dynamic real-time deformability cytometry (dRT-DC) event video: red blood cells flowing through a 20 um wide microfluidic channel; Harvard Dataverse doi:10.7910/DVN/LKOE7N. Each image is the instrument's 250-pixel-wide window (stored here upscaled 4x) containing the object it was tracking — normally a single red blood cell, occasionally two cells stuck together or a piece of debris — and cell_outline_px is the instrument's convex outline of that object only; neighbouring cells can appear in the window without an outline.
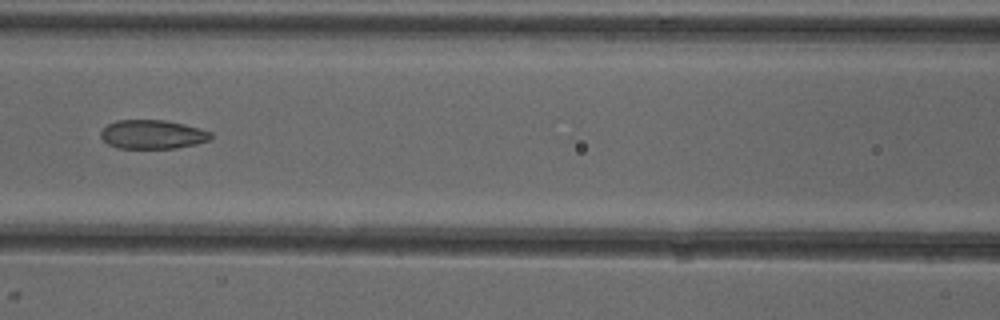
{"species": "common noctule bat (a hibernating species)", "species_latin": "Nyctalus noctula", "temperature_condition": "cold", "stored_images_in_passage": 7, "camera_frame_rate_fps": 3000, "um_per_image_px": 0.085, "animal": {"sex": "female"}, "frame": {"image": 1, "passage_image": 7, "time_ms": 7.0, "image_size_px": [1000, 320], "cell_outline_px": [[212, 140], [196, 144], [176, 148], [116, 148], [108, 144], [100, 136], [100, 132], [108, 124], [116, 120], [164, 120], [184, 124], [200, 128], [212, 132]], "centroid_in_image_um": [12.99, 11.43], "position_along_channel_um": 153.6, "area_um2": 18.67}}